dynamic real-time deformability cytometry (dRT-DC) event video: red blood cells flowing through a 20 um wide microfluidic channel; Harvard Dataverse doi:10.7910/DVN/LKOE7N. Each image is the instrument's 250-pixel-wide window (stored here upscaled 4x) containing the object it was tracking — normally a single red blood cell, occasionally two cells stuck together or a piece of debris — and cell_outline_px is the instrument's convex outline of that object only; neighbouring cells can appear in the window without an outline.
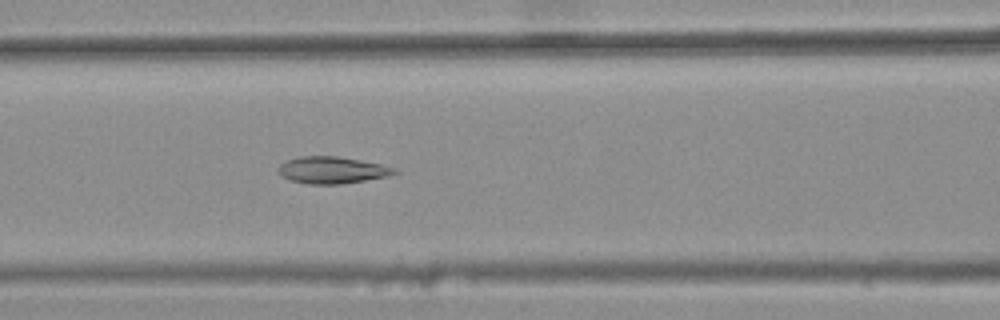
{"species": "common noctule bat (a hibernating species)", "species_latin": "Nyctalus noctula", "temperature_condition": "warm", "stored_images_in_passage": 32, "camera_frame_rate_fps": 3000, "um_per_image_px": 0.085, "animal": {"sex": "female", "body_mass_g": 25.1}, "frame": {"image": 1, "passage_image": 9, "time_ms": 2.667, "image_size_px": [1000, 320], "cell_outline_px": [[400, 172], [388, 176], [340, 184], [308, 184], [292, 180], [280, 176], [276, 172], [276, 168], [280, 164], [288, 160], [300, 156], [336, 156], [360, 160], [380, 164], [396, 168]], "centroid_in_image_um": [28.2, 14.45], "position_along_channel_um": 138.4, "area_um2": 18.21}}
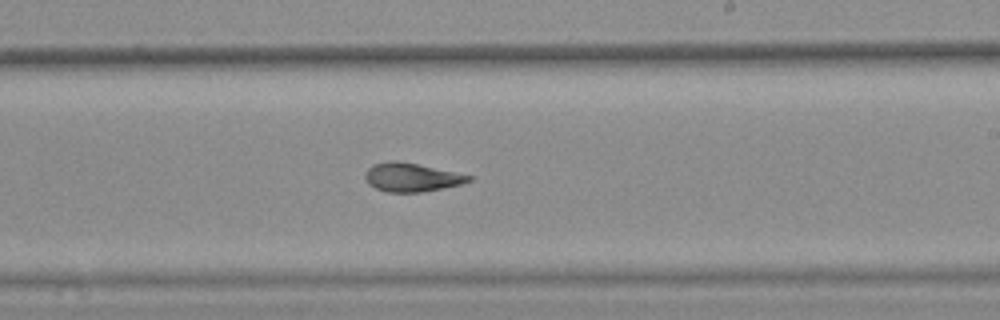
{"frame": {"image": 2, "passage_image": 18, "time_ms": 5.667, "image_size_px": [1000, 320], "cell_outline_px": [[472, 180], [460, 184], [420, 192], [388, 192], [376, 188], [368, 184], [364, 176], [364, 172], [372, 164], [388, 160], [396, 160], [416, 164], [472, 176]], "centroid_in_image_um": [34.9, 15.06], "position_along_channel_um": 254.1, "area_um2": 17.05}}
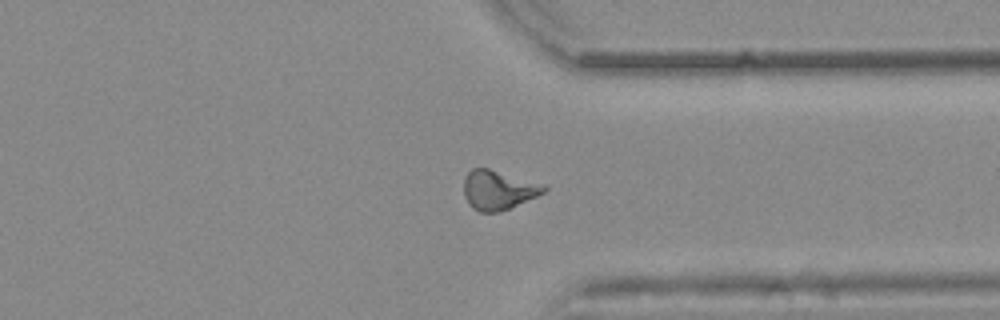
{"frame": {"image": 3, "passage_image": 27, "time_ms": 8.667, "image_size_px": [1000, 320], "cell_outline_px": [[548, 188], [544, 192], [536, 196], [508, 208], [496, 212], [480, 212], [472, 208], [468, 204], [464, 196], [464, 180], [468, 172], [472, 168], [488, 168], [544, 184]], "centroid_in_image_um": [42.32, 16.14], "position_along_channel_um": 369.1, "area_um2": 18.15}, "authors_computed_cell_mechanics": {"area_um2": 17.4556, "velocity_mm_per_s": 3.871, "shape_relaxation_time_tau1_ms": null, "shape_relaxation_time_tau2_ms": 4.0606, "deformation_change_tau1": null, "deformation_change_tau2": 0.1062}}